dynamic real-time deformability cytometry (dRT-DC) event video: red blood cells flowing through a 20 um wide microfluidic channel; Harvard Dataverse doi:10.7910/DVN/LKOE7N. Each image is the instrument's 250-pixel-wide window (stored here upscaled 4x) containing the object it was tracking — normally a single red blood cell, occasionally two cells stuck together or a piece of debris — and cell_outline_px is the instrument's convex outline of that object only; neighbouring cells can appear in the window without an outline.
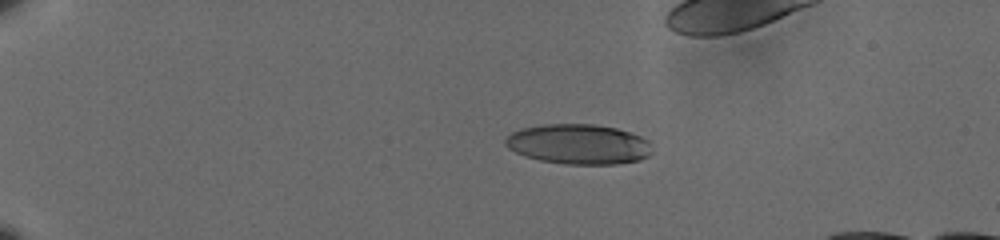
{"species": "human", "species_latin": "Homo sapiens", "temperature_condition": "cold", "stored_images_in_passage": 42, "camera_frame_rate_fps": 3000, "um_per_image_px": 0.085, "donor": {"sex": "male"}, "frame": {"image": 1, "passage_image": 1, "time_ms": 0.0, "image_size_px": [1000, 240], "cell_outline_px": [[652, 152], [648, 156], [640, 160], [616, 164], [568, 164], [540, 160], [516, 152], [508, 148], [504, 144], [504, 140], [512, 132], [524, 128], [544, 124], [592, 124], [616, 128], [640, 136], [648, 140]], "centroid_in_image_um": [49.19, 12.25], "position_along_channel_um": 35.8, "area_um2": 33.99}}
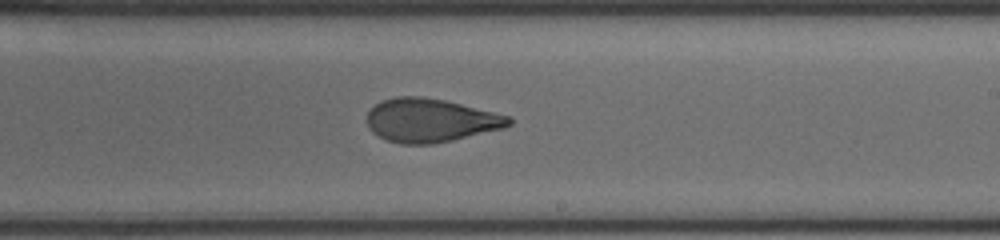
{"frame": {"image": 2, "passage_image": 26, "time_ms": 8.333, "image_size_px": [1000, 240], "cell_outline_px": [[512, 124], [504, 128], [452, 140], [432, 144], [400, 144], [388, 140], [372, 132], [368, 128], [368, 112], [376, 104], [384, 100], [396, 96], [420, 96], [444, 100], [512, 116]], "centroid_in_image_um": [36.62, 10.23], "position_along_channel_um": 252.4, "area_um2": 35.89}}
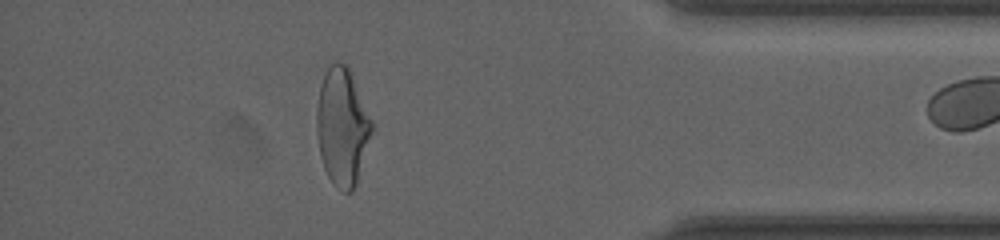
{"frame": {"image": 3, "passage_image": 41, "time_ms": 13.333, "image_size_px": [1000, 240], "cell_outline_px": [[376, 128], [356, 184], [352, 192], [344, 192], [336, 188], [332, 184], [324, 168], [320, 156], [316, 132], [316, 108], [320, 88], [324, 76], [328, 68], [336, 60], [344, 64], [348, 68]], "centroid_in_image_um": [29.12, 10.84], "position_along_channel_um": 406.1, "area_um2": 38.15}}